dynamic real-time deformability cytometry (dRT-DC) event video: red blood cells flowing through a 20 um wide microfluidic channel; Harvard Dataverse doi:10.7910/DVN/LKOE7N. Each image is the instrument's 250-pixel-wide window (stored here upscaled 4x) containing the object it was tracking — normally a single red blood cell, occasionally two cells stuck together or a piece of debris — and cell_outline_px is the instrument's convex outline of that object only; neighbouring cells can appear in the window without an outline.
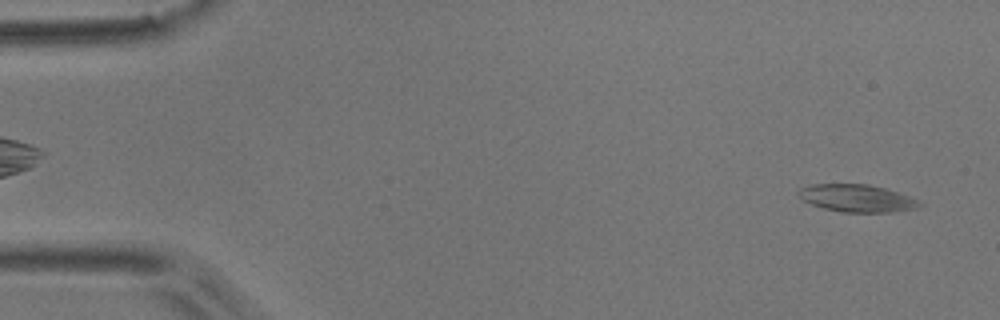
{"species": "common noctule bat (a hibernating species)", "species_latin": "Nyctalus noctula", "temperature_condition": "room temperature", "stored_images_in_passage": 6, "camera_frame_rate_fps": 3000, "um_per_image_px": 0.085, "animal": {"sex": "male", "body_mass_g": 17.9}, "frame": {"image": 1, "passage_image": 6, "time_ms": 1.667, "image_size_px": [1000, 320], "cell_outline_px": [[924, 204], [916, 208], [892, 212], [840, 212], [824, 208], [812, 204], [804, 200], [796, 192], [800, 188], [812, 184], [868, 184], [884, 188], [920, 200]], "centroid_in_image_um": [72.85, 16.85], "position_along_channel_um": 12.2, "area_um2": 19.25}}